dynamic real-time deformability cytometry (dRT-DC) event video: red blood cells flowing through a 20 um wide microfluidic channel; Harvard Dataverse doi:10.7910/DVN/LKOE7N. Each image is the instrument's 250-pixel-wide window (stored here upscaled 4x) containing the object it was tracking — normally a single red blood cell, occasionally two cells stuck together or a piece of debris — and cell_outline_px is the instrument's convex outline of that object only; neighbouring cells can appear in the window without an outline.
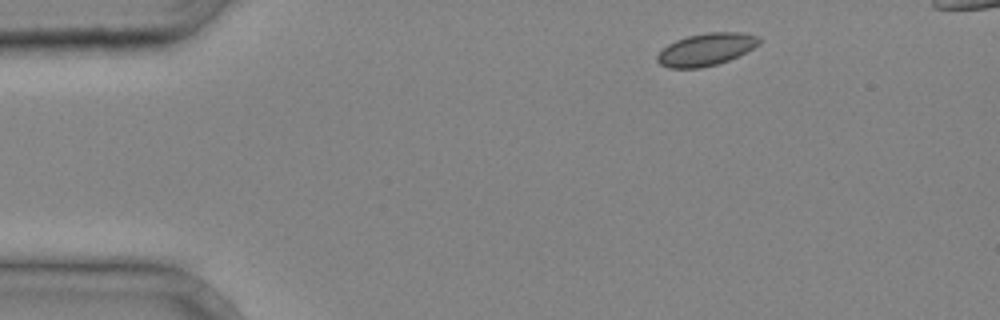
{"species": "common noctule bat (a hibernating species)", "species_latin": "Nyctalus noctula", "temperature_condition": "cold", "stored_images_in_passage": 3, "camera_frame_rate_fps": 3000, "um_per_image_px": 0.085, "animal": {"sex": "male", "body_mass_g": 20.4}, "frame": {"image": 1, "passage_image": 1, "time_ms": 0.0, "image_size_px": [1000, 320], "cell_outline_px": [[764, 40], [760, 44], [728, 60], [716, 64], [700, 68], [668, 68], [660, 64], [656, 60], [656, 56], [668, 44], [676, 40], [688, 36], [708, 32], [740, 32], [760, 36]], "centroid_in_image_um": [60.03, 4.19], "position_along_channel_um": 25.0, "area_um2": 19.19}}